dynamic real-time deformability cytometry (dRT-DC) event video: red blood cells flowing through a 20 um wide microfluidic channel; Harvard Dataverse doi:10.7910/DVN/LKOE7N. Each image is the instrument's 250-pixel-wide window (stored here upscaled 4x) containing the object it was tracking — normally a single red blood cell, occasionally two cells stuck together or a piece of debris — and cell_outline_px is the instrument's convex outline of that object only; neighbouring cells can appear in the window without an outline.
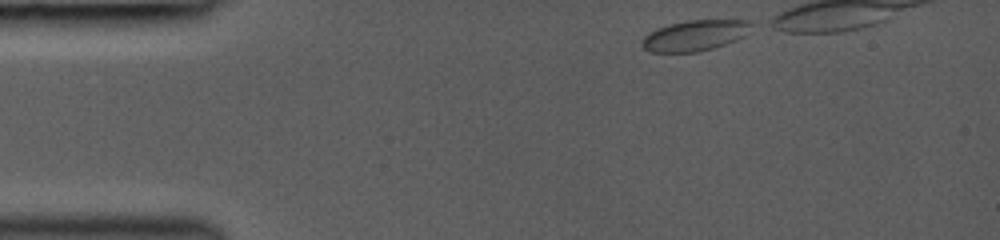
{"species": "common noctule bat (a hibernating species)", "species_latin": "Nyctalus noctula", "temperature_condition": "room temperature", "stored_images_in_passage": 34, "camera_frame_rate_fps": 3000, "um_per_image_px": 0.085, "animal": {"sex": "female", "body_mass_g": 19.0, "forearm_length_mm": 53.3}, "frame": {"image": 1, "passage_image": 1, "time_ms": 0.0, "image_size_px": [1000, 240], "cell_outline_px": [[752, 24], [744, 36], [736, 40], [716, 48], [700, 52], [652, 52], [644, 48], [640, 44], [640, 40], [648, 32], [656, 28], [668, 24], [688, 20], [752, 20]], "centroid_in_image_um": [59.04, 3.02], "position_along_channel_um": 26.0, "area_um2": 19.83}}
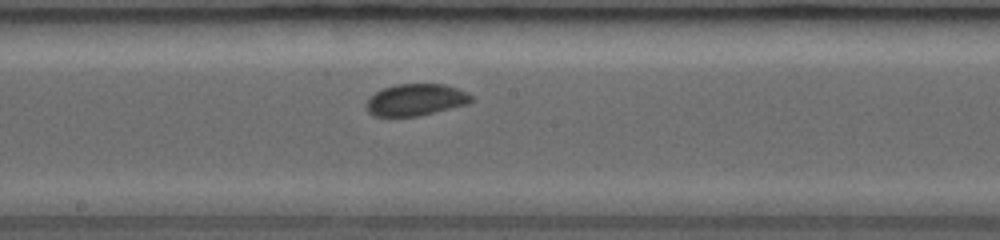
{"frame": {"image": 2, "passage_image": 19, "time_ms": 6.0, "image_size_px": [1000, 240], "cell_outline_px": [[472, 100], [468, 104], [420, 116], [372, 116], [368, 112], [364, 104], [376, 92], [384, 88], [396, 84], [444, 84], [456, 88], [472, 96]], "centroid_in_image_um": [35.32, 8.49], "position_along_channel_um": 212.9, "area_um2": 19.36}}
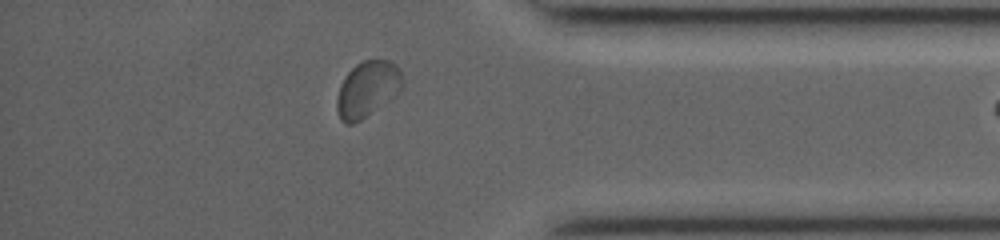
{"frame": {"image": 3, "passage_image": 33, "time_ms": 10.667, "image_size_px": [1000, 240], "cell_outline_px": [[404, 84], [392, 100], [360, 120], [352, 124], [344, 124], [340, 120], [336, 108], [336, 100], [340, 84], [348, 72], [356, 64], [364, 60], [388, 60], [396, 64], [400, 68], [404, 80]], "centroid_in_image_um": [31.25, 7.58], "position_along_channel_um": 404.0, "area_um2": 21.73}}